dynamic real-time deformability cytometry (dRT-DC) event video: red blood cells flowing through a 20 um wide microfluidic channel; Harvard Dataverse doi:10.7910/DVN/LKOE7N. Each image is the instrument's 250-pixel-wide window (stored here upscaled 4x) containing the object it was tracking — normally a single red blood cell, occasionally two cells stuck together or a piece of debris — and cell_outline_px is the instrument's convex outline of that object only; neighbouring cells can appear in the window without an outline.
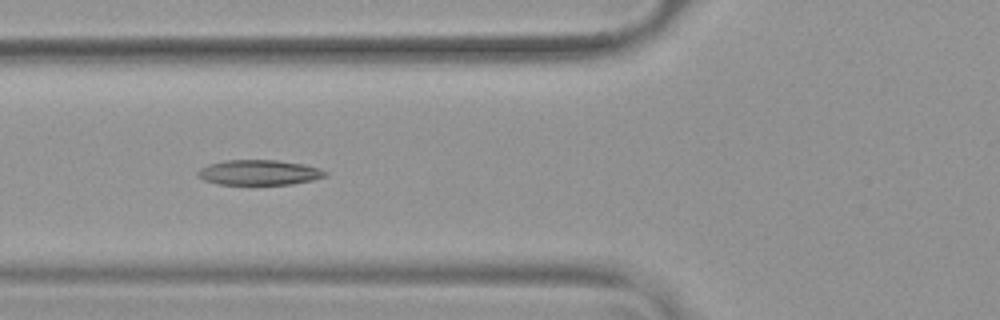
{"species": "common noctule bat (a hibernating species)", "species_latin": "Nyctalus noctula", "temperature_condition": "warm", "stored_images_in_passage": 54, "camera_frame_rate_fps": 3000, "um_per_image_px": 0.085, "animal": {"sex": "female", "body_mass_g": 19.9}, "frame": {"image": 1, "passage_image": 21, "time_ms": 6.667, "image_size_px": [1000, 320], "cell_outline_px": [[328, 176], [312, 180], [292, 184], [216, 184], [204, 180], [196, 176], [196, 172], [200, 168], [208, 164], [224, 160], [276, 160], [304, 164], [320, 168], [328, 172]], "centroid_in_image_um": [22.01, 14.66], "position_along_channel_um": 103.8, "area_um2": 18.84}}
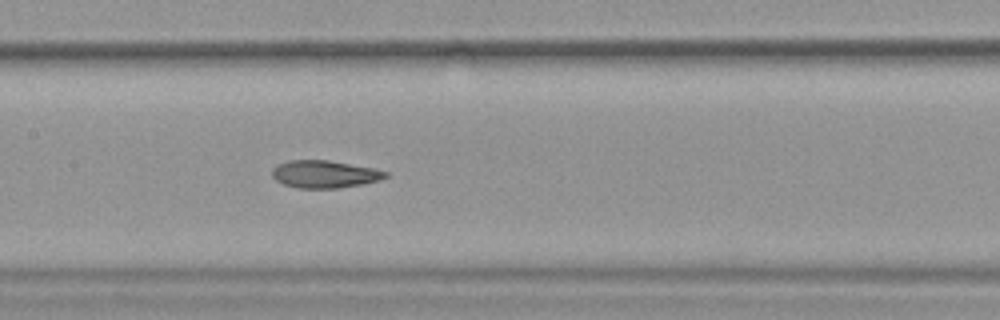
{"frame": {"image": 2, "passage_image": 27, "time_ms": 8.667, "image_size_px": [1000, 320], "cell_outline_px": [[388, 176], [380, 180], [364, 184], [340, 188], [296, 188], [284, 184], [276, 180], [272, 176], [272, 168], [276, 164], [288, 160], [328, 160], [372, 168], [388, 172]], "centroid_in_image_um": [27.57, 14.8], "position_along_channel_um": 179.8, "area_um2": 18.26}}
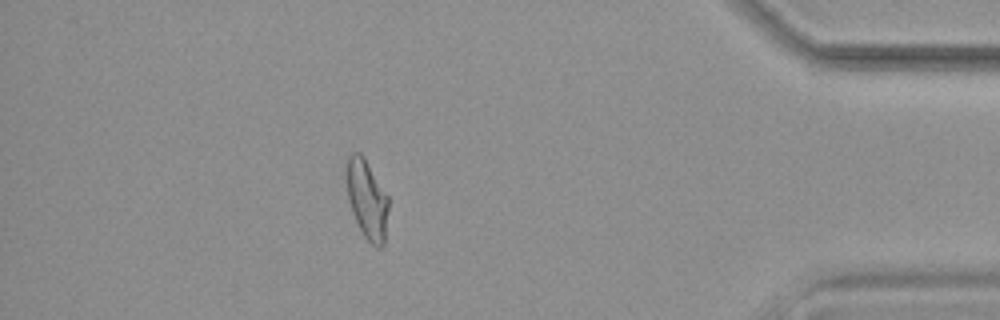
{"frame": {"image": 3, "passage_image": 48, "time_ms": 15.667, "image_size_px": [1000, 320], "cell_outline_px": [[388, 208], [384, 244], [380, 248], [376, 248], [364, 236], [352, 212], [348, 200], [344, 176], [344, 164], [348, 152], [360, 152], [364, 156], [388, 196]], "centroid_in_image_um": [31.14, 16.85], "position_along_channel_um": 404.1, "area_um2": 19.88}, "authors_computed_cell_mechanics": {"area_um2": 19.7676, "velocity_mm_per_s": 3.7943, "shape_relaxation_time_tau1_ms": 6.0116, "shape_relaxation_time_tau2_ms": 2.1225, "deformation_change_tau1": 0.2, "deformation_change_tau2": 0.0906}}